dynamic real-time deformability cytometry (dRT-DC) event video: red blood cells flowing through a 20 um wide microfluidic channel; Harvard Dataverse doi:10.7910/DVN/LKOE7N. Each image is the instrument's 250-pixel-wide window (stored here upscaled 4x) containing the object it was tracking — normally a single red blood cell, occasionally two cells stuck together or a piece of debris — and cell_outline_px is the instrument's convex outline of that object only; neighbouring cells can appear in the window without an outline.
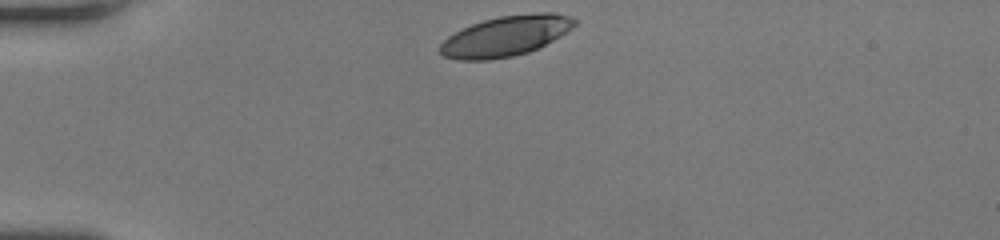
{"species": "human", "species_latin": "Homo sapiens", "temperature_condition": "room temperature", "stored_images_in_passage": 30, "camera_frame_rate_fps": 3000, "um_per_image_px": 0.085, "donor": {"sex": "female"}, "frame": {"image": 1, "passage_image": 1, "time_ms": 0.0, "image_size_px": [1000, 240], "cell_outline_px": [[576, 24], [572, 28], [560, 36], [540, 48], [528, 52], [512, 56], [488, 60], [456, 60], [444, 56], [440, 52], [440, 44], [448, 36], [472, 24], [484, 20], [500, 16], [540, 12], [552, 12], [568, 16], [576, 20]], "centroid_in_image_um": [42.99, 3.07], "position_along_channel_um": 42.0, "area_um2": 31.44}}
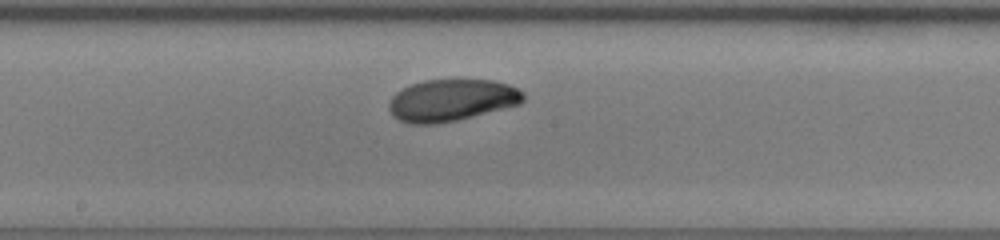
{"frame": {"image": 2, "passage_image": 16, "time_ms": 5.0, "image_size_px": [1000, 240], "cell_outline_px": [[524, 100], [520, 104], [456, 120], [436, 124], [408, 124], [392, 116], [388, 108], [388, 104], [392, 96], [396, 92], [412, 84], [424, 80], [492, 80], [508, 84], [524, 92]], "centroid_in_image_um": [38.36, 8.52], "position_along_channel_um": 209.8, "area_um2": 32.71}}
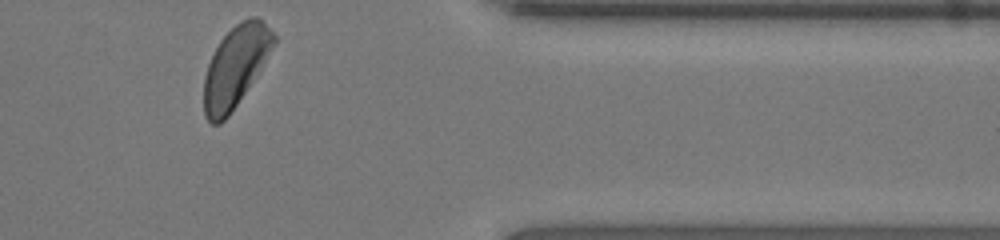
{"frame": {"image": 3, "passage_image": 30, "time_ms": 9.667, "image_size_px": [1000, 240], "cell_outline_px": [[276, 44], [228, 116], [220, 124], [212, 124], [204, 116], [204, 76], [208, 64], [220, 40], [240, 20], [248, 16], [260, 16], [276, 36]], "centroid_in_image_um": [20.02, 5.61], "position_along_channel_um": 391.4, "area_um2": 32.48}, "authors_computed_cell_mechanics": {"area_um2": 32.7437, "velocity_mm_per_s": 4.2336, "shape_relaxation_time_tau1_ms": 5.1541, "shape_relaxation_time_tau2_ms": null, "deformation_change_tau1": 0.1846, "deformation_change_tau2": null}}